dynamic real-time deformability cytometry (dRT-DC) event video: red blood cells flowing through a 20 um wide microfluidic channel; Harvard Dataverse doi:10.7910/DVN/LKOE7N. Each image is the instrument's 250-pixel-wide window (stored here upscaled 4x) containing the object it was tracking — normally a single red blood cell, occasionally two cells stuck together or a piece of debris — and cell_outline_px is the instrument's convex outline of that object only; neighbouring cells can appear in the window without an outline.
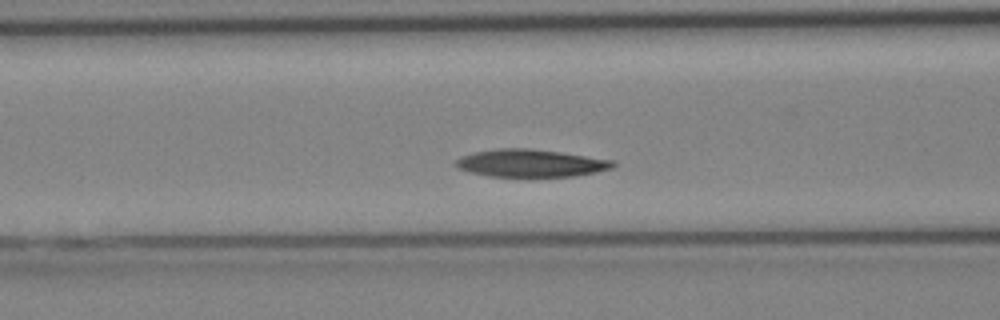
{"species": "Egyptian fruit bat (a non-hibernating species)", "species_latin": "Rousettus aegyptiacus", "temperature_condition": "cold", "stored_images_in_passage": 12, "camera_frame_rate_fps": 3000, "um_per_image_px": 0.085, "animal": {"sex": "female"}, "frame": {"image": 1, "passage_image": 10, "time_ms": 3.0, "image_size_px": [1000, 320], "cell_outline_px": [[616, 164], [612, 168], [596, 172], [572, 176], [488, 176], [472, 172], [460, 168], [456, 164], [456, 160], [464, 156], [476, 152], [500, 148], [528, 148], [560, 152], [616, 160]], "centroid_in_image_um": [45.19, 13.86], "position_along_channel_um": 121.4, "area_um2": 24.85}}